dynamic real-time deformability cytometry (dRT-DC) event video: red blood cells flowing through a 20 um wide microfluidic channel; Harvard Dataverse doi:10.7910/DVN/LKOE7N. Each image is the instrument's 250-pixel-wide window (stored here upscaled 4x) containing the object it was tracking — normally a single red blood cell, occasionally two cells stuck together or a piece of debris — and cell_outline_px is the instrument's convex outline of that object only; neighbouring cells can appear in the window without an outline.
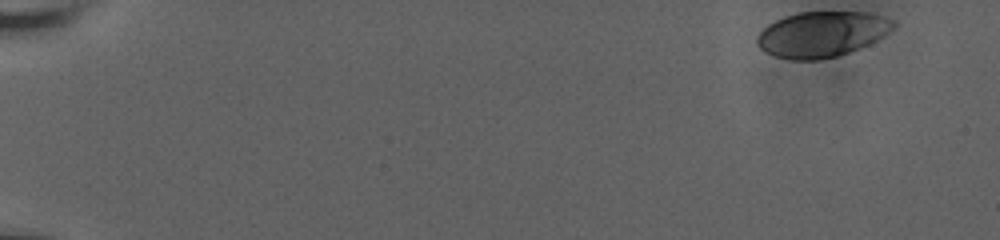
{"species": "human", "species_latin": "Homo sapiens", "temperature_condition": "room temperature", "stored_images_in_passage": 51, "camera_frame_rate_fps": 3000, "um_per_image_px": 0.085, "donor": {"sex": "male"}, "frame": {"image": 1, "passage_image": 1, "time_ms": 0.0, "image_size_px": [1000, 240], "cell_outline_px": [[896, 24], [888, 32], [876, 40], [868, 44], [848, 52], [836, 56], [816, 60], [792, 60], [776, 56], [764, 52], [756, 44], [756, 36], [768, 24], [784, 16], [800, 12], [864, 12], [884, 16], [896, 20]], "centroid_in_image_um": [69.83, 2.9], "position_along_channel_um": 15.2, "area_um2": 36.07}}
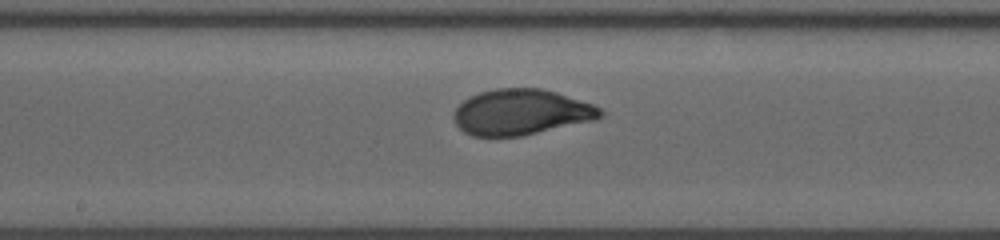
{"frame": {"image": 2, "passage_image": 31, "time_ms": 10.0, "image_size_px": [1000, 240], "cell_outline_px": [[604, 116], [592, 120], [520, 136], [472, 136], [464, 132], [456, 124], [452, 116], [456, 108], [464, 100], [480, 92], [496, 88], [540, 88], [556, 92], [592, 104], [600, 108], [604, 112]], "centroid_in_image_um": [44.27, 9.53], "position_along_channel_um": 203.9, "area_um2": 38.67}}
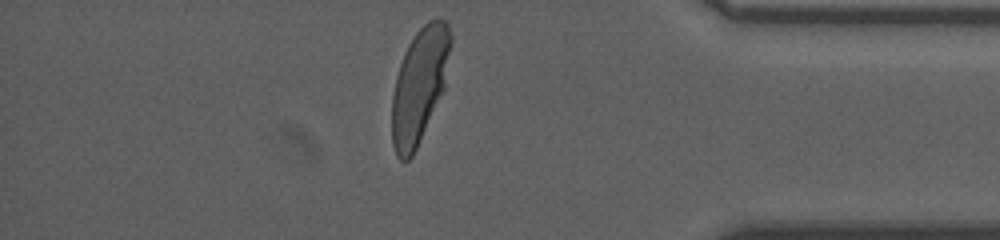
{"frame": {"image": 3, "passage_image": 49, "time_ms": 16.0, "image_size_px": [1000, 240], "cell_outline_px": [[452, 40], [444, 88], [416, 148], [412, 156], [408, 160], [400, 160], [396, 156], [392, 144], [392, 96], [396, 76], [404, 52], [408, 44], [416, 32], [428, 20], [444, 20], [448, 24], [452, 36]], "centroid_in_image_um": [35.64, 7.24], "position_along_channel_um": 399.6, "area_um2": 38.84}, "authors_computed_cell_mechanics": {"area_um2": 38.6682, "velocity_mm_per_s": 3.645, "shape_relaxation_time_tau1_ms": 4.0802, "shape_relaxation_time_tau2_ms": null, "deformation_change_tau1": 0.1798, "deformation_change_tau2": null}}